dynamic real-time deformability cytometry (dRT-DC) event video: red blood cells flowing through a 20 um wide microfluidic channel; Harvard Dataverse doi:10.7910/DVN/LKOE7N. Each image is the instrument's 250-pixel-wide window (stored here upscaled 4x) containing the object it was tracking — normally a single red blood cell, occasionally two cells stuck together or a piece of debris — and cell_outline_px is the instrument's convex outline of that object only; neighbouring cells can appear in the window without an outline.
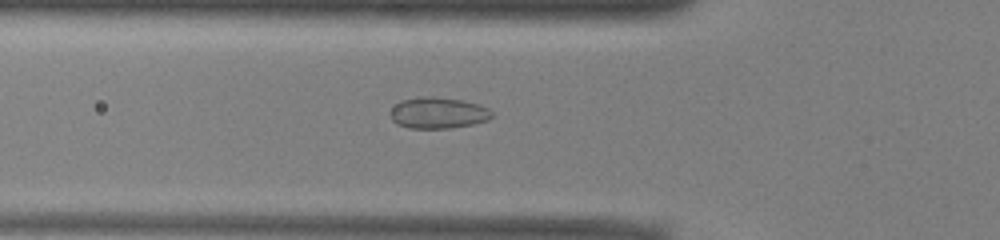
{"species": "common noctule bat (a hibernating species)", "species_latin": "Nyctalus noctula", "temperature_condition": "warm", "stored_images_in_passage": 51, "camera_frame_rate_fps": 3000, "um_per_image_px": 0.085, "animal": {"sex": "male", "body_mass_g": 13.0, "forearm_length_mm": 53.1}, "frame": {"image": 1, "passage_image": 17, "time_ms": 5.333, "image_size_px": [1000, 240], "cell_outline_px": [[492, 116], [488, 120], [472, 124], [452, 128], [408, 128], [396, 124], [388, 116], [388, 112], [400, 100], [420, 96], [432, 96], [464, 100], [480, 104], [488, 108], [492, 112]], "centroid_in_image_um": [37.2, 9.59], "position_along_channel_um": 88.6, "area_um2": 18.84}}
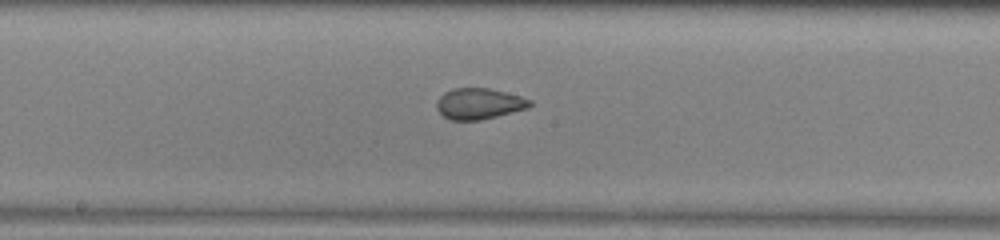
{"frame": {"image": 2, "passage_image": 26, "time_ms": 8.333, "image_size_px": [1000, 240], "cell_outline_px": [[532, 104], [528, 108], [480, 120], [452, 120], [444, 116], [436, 108], [436, 100], [444, 92], [452, 88], [488, 88], [520, 96], [532, 100]], "centroid_in_image_um": [40.7, 8.81], "position_along_channel_um": 207.5, "area_um2": 16.76}}
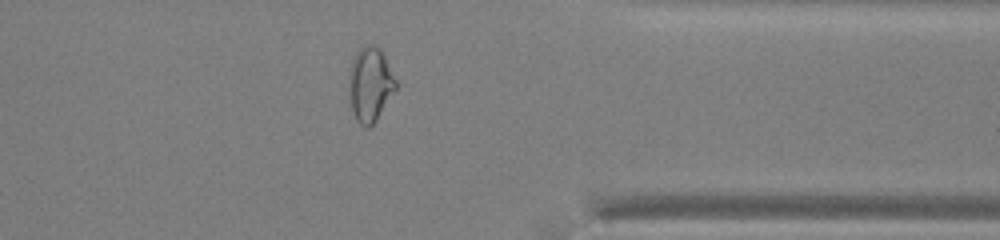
{"frame": {"image": 3, "passage_image": 40, "time_ms": 13.0, "image_size_px": [1000, 240], "cell_outline_px": [[396, 88], [376, 120], [368, 128], [364, 128], [356, 120], [352, 112], [348, 100], [348, 72], [352, 60], [356, 52], [364, 44], [376, 44], [380, 48], [396, 80]], "centroid_in_image_um": [31.41, 7.16], "position_along_channel_um": 380.0, "area_um2": 20.63}, "authors_computed_cell_mechanics": {"area_um2": 19.7676, "velocity_mm_per_s": 3.949, "shape_relaxation_time_tau1_ms": null, "shape_relaxation_time_tau2_ms": 1.0392, "deformation_change_tau1": null, "deformation_change_tau2": 0.0508}}